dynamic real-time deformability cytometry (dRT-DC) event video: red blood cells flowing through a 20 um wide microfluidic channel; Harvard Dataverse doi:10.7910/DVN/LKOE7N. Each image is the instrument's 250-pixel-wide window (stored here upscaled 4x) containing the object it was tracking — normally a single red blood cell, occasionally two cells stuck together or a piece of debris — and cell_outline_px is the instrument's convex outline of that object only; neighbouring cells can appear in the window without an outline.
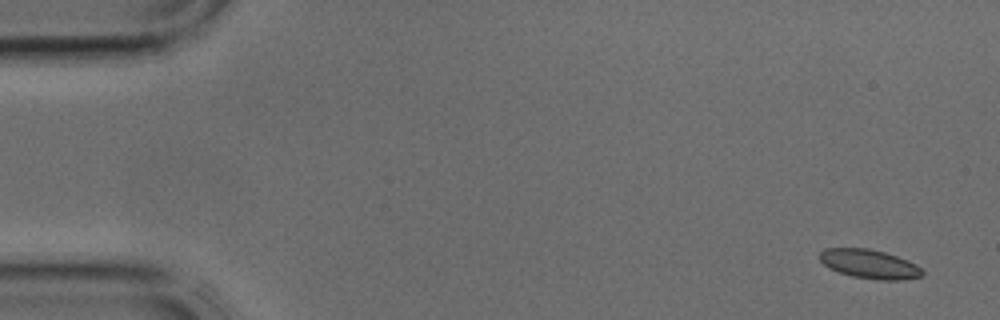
{"species": "common noctule bat (a hibernating species)", "species_latin": "Nyctalus noctula", "temperature_condition": "cold", "stored_images_in_passage": 4, "camera_frame_rate_fps": 3000, "um_per_image_px": 0.085, "animal": {"sex": "male", "body_mass_g": 17.9, "forearm_length_mm": 54.2}, "frame": {"image": 1, "passage_image": 1, "time_ms": 0.0, "image_size_px": [1000, 320], "cell_outline_px": [[924, 272], [920, 276], [900, 280], [876, 280], [852, 276], [828, 268], [820, 260], [820, 252], [824, 248], [868, 248], [884, 252], [908, 260], [916, 264]], "centroid_in_image_um": [73.89, 22.44], "position_along_channel_um": 11.1, "area_um2": 17.28}}
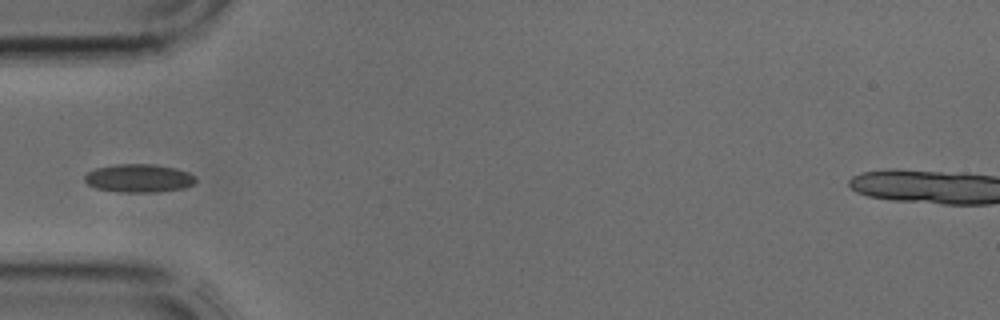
{"frame": {"image": 2, "passage_image": 4, "time_ms": 1.0, "image_size_px": [1000, 320], "cell_outline_px": [[196, 180], [192, 184], [184, 188], [156, 192], [120, 192], [96, 188], [88, 184], [84, 180], [84, 176], [88, 172], [96, 168], [116, 164], [152, 164], [176, 168], [188, 172], [196, 176]], "centroid_in_image_um": [11.8, 15.14], "position_along_channel_um": 73.2, "area_um2": 18.26}}